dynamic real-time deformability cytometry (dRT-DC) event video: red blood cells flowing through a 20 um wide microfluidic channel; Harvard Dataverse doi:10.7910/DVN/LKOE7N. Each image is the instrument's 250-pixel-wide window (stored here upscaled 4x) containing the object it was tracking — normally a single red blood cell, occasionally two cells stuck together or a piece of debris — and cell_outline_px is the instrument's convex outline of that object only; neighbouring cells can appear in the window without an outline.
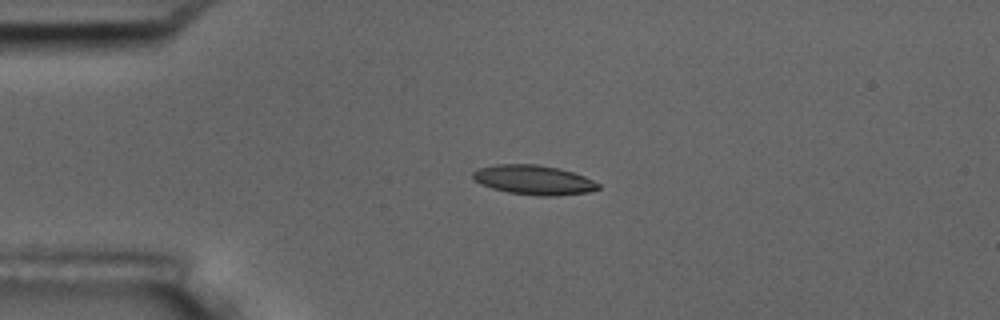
{"species": "common noctule bat (a hibernating species)", "species_latin": "Nyctalus noctula", "temperature_condition": "room temperature", "stored_images_in_passage": 4, "camera_frame_rate_fps": 3000, "um_per_image_px": 0.085, "animal": {"sex": "male", "body_mass_g": 17.5, "forearm_length_mm": 52.3}, "frame": {"image": 1, "passage_image": 3, "time_ms": 2.333, "image_size_px": [1000, 320], "cell_outline_px": [[600, 188], [588, 192], [556, 196], [540, 196], [508, 192], [492, 188], [480, 184], [472, 176], [472, 172], [480, 168], [496, 164], [536, 164], [560, 168], [584, 176], [600, 184]], "centroid_in_image_um": [45.37, 15.29], "position_along_channel_um": 39.6, "area_um2": 21.5}}